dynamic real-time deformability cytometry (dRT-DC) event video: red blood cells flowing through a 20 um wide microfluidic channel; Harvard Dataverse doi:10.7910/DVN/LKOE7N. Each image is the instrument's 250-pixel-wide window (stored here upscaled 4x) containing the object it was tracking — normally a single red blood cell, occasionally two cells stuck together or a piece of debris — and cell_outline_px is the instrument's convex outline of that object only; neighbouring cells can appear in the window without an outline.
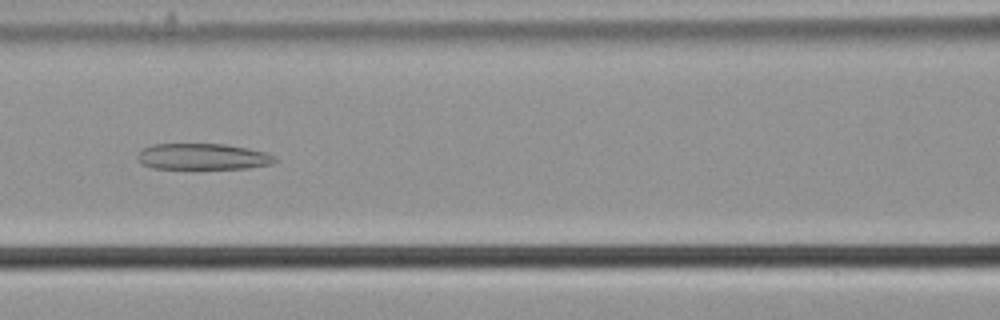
{"species": "common noctule bat (a hibernating species)", "species_latin": "Nyctalus noctula", "temperature_condition": "cold", "stored_images_in_passage": 47, "camera_frame_rate_fps": 3000, "um_per_image_px": 0.085, "animal": {"sex": "male", "body_mass_g": 21.5, "forearm_length_mm": 52.0}, "frame": {"image": 1, "passage_image": 24, "time_ms": 7.667, "image_size_px": [1000, 320], "cell_outline_px": [[276, 160], [272, 164], [248, 168], [196, 172], [152, 168], [140, 164], [136, 156], [144, 148], [152, 144], [224, 144], [248, 148], [264, 152], [276, 156]], "centroid_in_image_um": [17.2, 13.38], "position_along_channel_um": 149.4, "area_um2": 22.25}}
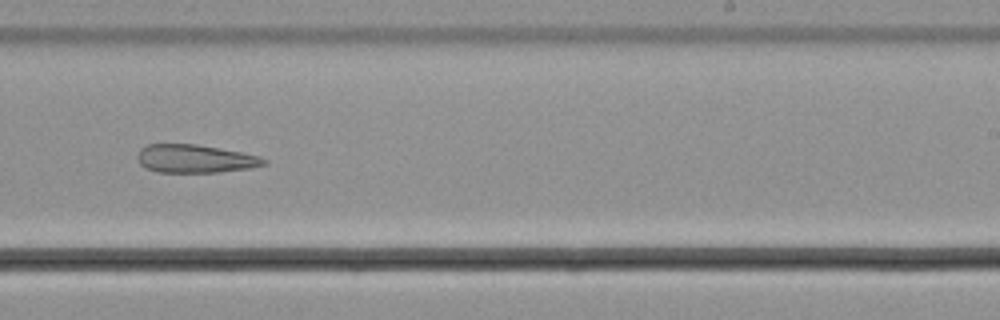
{"frame": {"image": 2, "passage_image": 34, "time_ms": 11.0, "image_size_px": [1000, 320], "cell_outline_px": [[268, 164], [252, 168], [220, 172], [156, 172], [144, 168], [140, 164], [136, 156], [140, 148], [148, 144], [196, 144], [240, 152], [260, 156], [268, 160]], "centroid_in_image_um": [16.58, 13.5], "position_along_channel_um": 272.4, "area_um2": 20.98}}
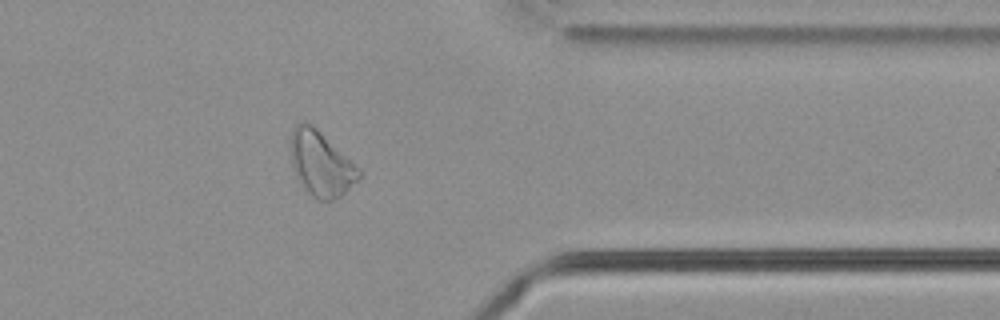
{"frame": {"image": 3, "passage_image": 44, "time_ms": 14.333, "image_size_px": [1000, 320], "cell_outline_px": [[360, 176], [340, 196], [332, 200], [320, 200], [312, 196], [296, 180], [292, 168], [292, 128], [296, 124], [304, 120], [312, 124], [360, 168]], "centroid_in_image_um": [27.25, 13.91], "position_along_channel_um": 384.1, "area_um2": 25.49}}